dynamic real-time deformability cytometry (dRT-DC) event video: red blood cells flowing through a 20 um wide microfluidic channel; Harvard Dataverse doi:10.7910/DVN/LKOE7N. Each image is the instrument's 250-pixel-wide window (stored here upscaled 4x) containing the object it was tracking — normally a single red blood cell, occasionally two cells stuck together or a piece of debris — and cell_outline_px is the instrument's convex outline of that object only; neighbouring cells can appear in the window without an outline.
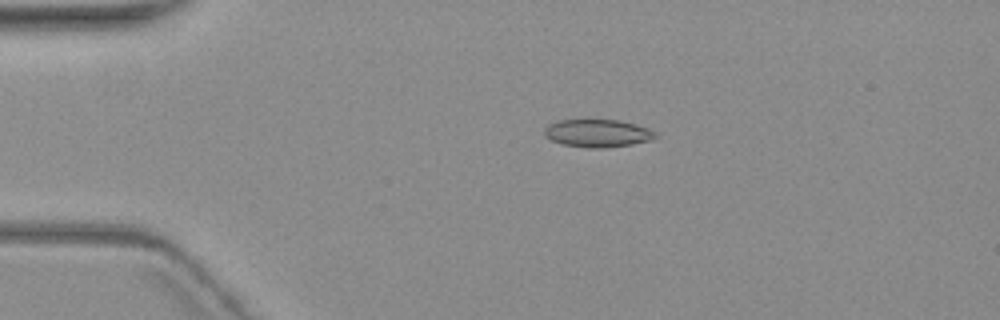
{"species": "common noctule bat (a hibernating species)", "species_latin": "Nyctalus noctula", "temperature_condition": "warm", "stored_images_in_passage": 5, "camera_frame_rate_fps": 3000, "um_per_image_px": 0.085, "animal": {"sex": "female", "body_mass_g": 19.3, "forearm_length_mm": 54.1}, "frame": {"image": 1, "passage_image": 4, "time_ms": 3.667, "image_size_px": [1000, 320], "cell_outline_px": [[660, 136], [648, 140], [632, 144], [604, 148], [588, 148], [564, 144], [552, 140], [544, 136], [544, 128], [548, 124], [556, 120], [616, 120], [636, 124], [648, 128], [656, 132]], "centroid_in_image_um": [50.79, 11.32], "position_along_channel_um": 34.2, "area_um2": 17.98}}